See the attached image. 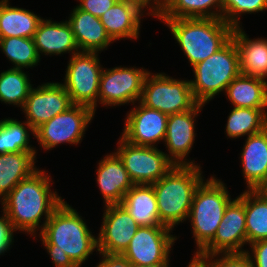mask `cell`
I'll list each match as a JSON object with an SVG mask.
<instances>
[{"instance_id": "1", "label": "cell", "mask_w": 267, "mask_h": 267, "mask_svg": "<svg viewBox=\"0 0 267 267\" xmlns=\"http://www.w3.org/2000/svg\"><path fill=\"white\" fill-rule=\"evenodd\" d=\"M84 218L65 200L53 211L40 234L54 267H81L98 251L97 235Z\"/></svg>"}, {"instance_id": "2", "label": "cell", "mask_w": 267, "mask_h": 267, "mask_svg": "<svg viewBox=\"0 0 267 267\" xmlns=\"http://www.w3.org/2000/svg\"><path fill=\"white\" fill-rule=\"evenodd\" d=\"M53 181L51 174L38 167L0 202L15 233L35 237L42 232L53 211L64 201L51 189Z\"/></svg>"}, {"instance_id": "3", "label": "cell", "mask_w": 267, "mask_h": 267, "mask_svg": "<svg viewBox=\"0 0 267 267\" xmlns=\"http://www.w3.org/2000/svg\"><path fill=\"white\" fill-rule=\"evenodd\" d=\"M203 180L201 165H174L159 181L151 184L162 225L173 230L186 222L194 193Z\"/></svg>"}, {"instance_id": "4", "label": "cell", "mask_w": 267, "mask_h": 267, "mask_svg": "<svg viewBox=\"0 0 267 267\" xmlns=\"http://www.w3.org/2000/svg\"><path fill=\"white\" fill-rule=\"evenodd\" d=\"M158 20L170 29L192 67L221 49L231 39L234 29L219 18Z\"/></svg>"}, {"instance_id": "5", "label": "cell", "mask_w": 267, "mask_h": 267, "mask_svg": "<svg viewBox=\"0 0 267 267\" xmlns=\"http://www.w3.org/2000/svg\"><path fill=\"white\" fill-rule=\"evenodd\" d=\"M226 183L215 175L205 178L197 187L188 216L195 240V253H200L214 238L227 205L233 200Z\"/></svg>"}, {"instance_id": "6", "label": "cell", "mask_w": 267, "mask_h": 267, "mask_svg": "<svg viewBox=\"0 0 267 267\" xmlns=\"http://www.w3.org/2000/svg\"><path fill=\"white\" fill-rule=\"evenodd\" d=\"M192 71L194 78L190 79V86L199 104L207 105L217 95L225 93L227 86L240 74L239 54L233 39L194 65Z\"/></svg>"}, {"instance_id": "7", "label": "cell", "mask_w": 267, "mask_h": 267, "mask_svg": "<svg viewBox=\"0 0 267 267\" xmlns=\"http://www.w3.org/2000/svg\"><path fill=\"white\" fill-rule=\"evenodd\" d=\"M140 102L167 115L189 111L199 104L190 80L175 79L164 72L146 75Z\"/></svg>"}, {"instance_id": "8", "label": "cell", "mask_w": 267, "mask_h": 267, "mask_svg": "<svg viewBox=\"0 0 267 267\" xmlns=\"http://www.w3.org/2000/svg\"><path fill=\"white\" fill-rule=\"evenodd\" d=\"M98 52L80 51L73 54L66 67L63 83L72 104L84 105L97 110L100 75L103 65Z\"/></svg>"}, {"instance_id": "9", "label": "cell", "mask_w": 267, "mask_h": 267, "mask_svg": "<svg viewBox=\"0 0 267 267\" xmlns=\"http://www.w3.org/2000/svg\"><path fill=\"white\" fill-rule=\"evenodd\" d=\"M94 110L84 105L73 104L66 111L54 116L34 130V137L44 151H51L61 144L78 145L91 121Z\"/></svg>"}, {"instance_id": "10", "label": "cell", "mask_w": 267, "mask_h": 267, "mask_svg": "<svg viewBox=\"0 0 267 267\" xmlns=\"http://www.w3.org/2000/svg\"><path fill=\"white\" fill-rule=\"evenodd\" d=\"M172 231L166 226H140L122 255L131 265L170 267L171 250L179 238Z\"/></svg>"}, {"instance_id": "11", "label": "cell", "mask_w": 267, "mask_h": 267, "mask_svg": "<svg viewBox=\"0 0 267 267\" xmlns=\"http://www.w3.org/2000/svg\"><path fill=\"white\" fill-rule=\"evenodd\" d=\"M119 137L114 152L121 159L134 185H151L174 167L175 164L165 152L157 147L133 145Z\"/></svg>"}, {"instance_id": "12", "label": "cell", "mask_w": 267, "mask_h": 267, "mask_svg": "<svg viewBox=\"0 0 267 267\" xmlns=\"http://www.w3.org/2000/svg\"><path fill=\"white\" fill-rule=\"evenodd\" d=\"M144 67L103 68L100 75L98 103L103 107H114L135 104L140 101L146 75Z\"/></svg>"}, {"instance_id": "13", "label": "cell", "mask_w": 267, "mask_h": 267, "mask_svg": "<svg viewBox=\"0 0 267 267\" xmlns=\"http://www.w3.org/2000/svg\"><path fill=\"white\" fill-rule=\"evenodd\" d=\"M247 245L244 191L227 205L213 240L200 252L205 256L217 253H243Z\"/></svg>"}, {"instance_id": "14", "label": "cell", "mask_w": 267, "mask_h": 267, "mask_svg": "<svg viewBox=\"0 0 267 267\" xmlns=\"http://www.w3.org/2000/svg\"><path fill=\"white\" fill-rule=\"evenodd\" d=\"M133 106L126 114L120 136L133 145L157 147L164 142L168 115L148 108L140 101Z\"/></svg>"}, {"instance_id": "15", "label": "cell", "mask_w": 267, "mask_h": 267, "mask_svg": "<svg viewBox=\"0 0 267 267\" xmlns=\"http://www.w3.org/2000/svg\"><path fill=\"white\" fill-rule=\"evenodd\" d=\"M73 104L60 82H46L33 86L21 111L26 121L35 130L54 116L66 111Z\"/></svg>"}, {"instance_id": "16", "label": "cell", "mask_w": 267, "mask_h": 267, "mask_svg": "<svg viewBox=\"0 0 267 267\" xmlns=\"http://www.w3.org/2000/svg\"><path fill=\"white\" fill-rule=\"evenodd\" d=\"M98 240V251L122 254L140 227L121 204L105 205Z\"/></svg>"}, {"instance_id": "17", "label": "cell", "mask_w": 267, "mask_h": 267, "mask_svg": "<svg viewBox=\"0 0 267 267\" xmlns=\"http://www.w3.org/2000/svg\"><path fill=\"white\" fill-rule=\"evenodd\" d=\"M205 107L198 104L194 109L182 113L168 115L166 136L164 146L167 157L175 165H198L195 160H189L187 157L195 143L196 118Z\"/></svg>"}, {"instance_id": "18", "label": "cell", "mask_w": 267, "mask_h": 267, "mask_svg": "<svg viewBox=\"0 0 267 267\" xmlns=\"http://www.w3.org/2000/svg\"><path fill=\"white\" fill-rule=\"evenodd\" d=\"M145 15L152 16L140 3L134 0H118L100 20L114 42L122 39L137 40Z\"/></svg>"}, {"instance_id": "19", "label": "cell", "mask_w": 267, "mask_h": 267, "mask_svg": "<svg viewBox=\"0 0 267 267\" xmlns=\"http://www.w3.org/2000/svg\"><path fill=\"white\" fill-rule=\"evenodd\" d=\"M97 163L96 182L104 205L121 204L125 194L134 186L121 159L111 152Z\"/></svg>"}, {"instance_id": "20", "label": "cell", "mask_w": 267, "mask_h": 267, "mask_svg": "<svg viewBox=\"0 0 267 267\" xmlns=\"http://www.w3.org/2000/svg\"><path fill=\"white\" fill-rule=\"evenodd\" d=\"M71 31L74 33L79 51L103 52L114 41L109 37L100 18L77 6L71 10L68 20Z\"/></svg>"}, {"instance_id": "21", "label": "cell", "mask_w": 267, "mask_h": 267, "mask_svg": "<svg viewBox=\"0 0 267 267\" xmlns=\"http://www.w3.org/2000/svg\"><path fill=\"white\" fill-rule=\"evenodd\" d=\"M33 41L38 55L61 56L70 53V57L80 52L76 43L74 33L67 21H52L43 18L33 35Z\"/></svg>"}, {"instance_id": "22", "label": "cell", "mask_w": 267, "mask_h": 267, "mask_svg": "<svg viewBox=\"0 0 267 267\" xmlns=\"http://www.w3.org/2000/svg\"><path fill=\"white\" fill-rule=\"evenodd\" d=\"M240 153L247 190H259L267 181V128L248 136Z\"/></svg>"}, {"instance_id": "23", "label": "cell", "mask_w": 267, "mask_h": 267, "mask_svg": "<svg viewBox=\"0 0 267 267\" xmlns=\"http://www.w3.org/2000/svg\"><path fill=\"white\" fill-rule=\"evenodd\" d=\"M243 28V26L234 28L231 37L238 50L240 73L266 80L267 39L264 37L251 39Z\"/></svg>"}, {"instance_id": "24", "label": "cell", "mask_w": 267, "mask_h": 267, "mask_svg": "<svg viewBox=\"0 0 267 267\" xmlns=\"http://www.w3.org/2000/svg\"><path fill=\"white\" fill-rule=\"evenodd\" d=\"M224 95L231 107L267 108V80L240 73L227 86Z\"/></svg>"}, {"instance_id": "25", "label": "cell", "mask_w": 267, "mask_h": 267, "mask_svg": "<svg viewBox=\"0 0 267 267\" xmlns=\"http://www.w3.org/2000/svg\"><path fill=\"white\" fill-rule=\"evenodd\" d=\"M36 160V153L25 151L0 154V202L20 181L38 169Z\"/></svg>"}, {"instance_id": "26", "label": "cell", "mask_w": 267, "mask_h": 267, "mask_svg": "<svg viewBox=\"0 0 267 267\" xmlns=\"http://www.w3.org/2000/svg\"><path fill=\"white\" fill-rule=\"evenodd\" d=\"M139 226H164L159 220V212L152 185H134L121 202Z\"/></svg>"}, {"instance_id": "27", "label": "cell", "mask_w": 267, "mask_h": 267, "mask_svg": "<svg viewBox=\"0 0 267 267\" xmlns=\"http://www.w3.org/2000/svg\"><path fill=\"white\" fill-rule=\"evenodd\" d=\"M9 4L10 0H0V38H33L43 18L29 9Z\"/></svg>"}, {"instance_id": "28", "label": "cell", "mask_w": 267, "mask_h": 267, "mask_svg": "<svg viewBox=\"0 0 267 267\" xmlns=\"http://www.w3.org/2000/svg\"><path fill=\"white\" fill-rule=\"evenodd\" d=\"M227 118L225 125L227 139L248 137L267 128V108L233 107Z\"/></svg>"}, {"instance_id": "29", "label": "cell", "mask_w": 267, "mask_h": 267, "mask_svg": "<svg viewBox=\"0 0 267 267\" xmlns=\"http://www.w3.org/2000/svg\"><path fill=\"white\" fill-rule=\"evenodd\" d=\"M247 244L267 239V195L260 190H244Z\"/></svg>"}, {"instance_id": "30", "label": "cell", "mask_w": 267, "mask_h": 267, "mask_svg": "<svg viewBox=\"0 0 267 267\" xmlns=\"http://www.w3.org/2000/svg\"><path fill=\"white\" fill-rule=\"evenodd\" d=\"M219 18L222 0H169L156 19Z\"/></svg>"}, {"instance_id": "31", "label": "cell", "mask_w": 267, "mask_h": 267, "mask_svg": "<svg viewBox=\"0 0 267 267\" xmlns=\"http://www.w3.org/2000/svg\"><path fill=\"white\" fill-rule=\"evenodd\" d=\"M34 136V129L28 122L18 121L14 118H3L0 120V154L30 152L38 153L30 142V135ZM31 144V145H30Z\"/></svg>"}, {"instance_id": "32", "label": "cell", "mask_w": 267, "mask_h": 267, "mask_svg": "<svg viewBox=\"0 0 267 267\" xmlns=\"http://www.w3.org/2000/svg\"><path fill=\"white\" fill-rule=\"evenodd\" d=\"M25 69L8 68L0 73V102L23 108L33 87Z\"/></svg>"}, {"instance_id": "33", "label": "cell", "mask_w": 267, "mask_h": 267, "mask_svg": "<svg viewBox=\"0 0 267 267\" xmlns=\"http://www.w3.org/2000/svg\"><path fill=\"white\" fill-rule=\"evenodd\" d=\"M0 50L13 65L12 68L31 69L38 66L41 60L33 38H0Z\"/></svg>"}, {"instance_id": "34", "label": "cell", "mask_w": 267, "mask_h": 267, "mask_svg": "<svg viewBox=\"0 0 267 267\" xmlns=\"http://www.w3.org/2000/svg\"><path fill=\"white\" fill-rule=\"evenodd\" d=\"M266 10L267 0H222V19L233 28L242 27L240 17L243 15Z\"/></svg>"}, {"instance_id": "35", "label": "cell", "mask_w": 267, "mask_h": 267, "mask_svg": "<svg viewBox=\"0 0 267 267\" xmlns=\"http://www.w3.org/2000/svg\"><path fill=\"white\" fill-rule=\"evenodd\" d=\"M213 267H254L246 252L243 253H217L208 256Z\"/></svg>"}, {"instance_id": "36", "label": "cell", "mask_w": 267, "mask_h": 267, "mask_svg": "<svg viewBox=\"0 0 267 267\" xmlns=\"http://www.w3.org/2000/svg\"><path fill=\"white\" fill-rule=\"evenodd\" d=\"M0 215V256L11 249L14 242V232L6 213Z\"/></svg>"}, {"instance_id": "37", "label": "cell", "mask_w": 267, "mask_h": 267, "mask_svg": "<svg viewBox=\"0 0 267 267\" xmlns=\"http://www.w3.org/2000/svg\"><path fill=\"white\" fill-rule=\"evenodd\" d=\"M118 0H77V7L85 12H89L100 18Z\"/></svg>"}, {"instance_id": "38", "label": "cell", "mask_w": 267, "mask_h": 267, "mask_svg": "<svg viewBox=\"0 0 267 267\" xmlns=\"http://www.w3.org/2000/svg\"><path fill=\"white\" fill-rule=\"evenodd\" d=\"M246 253L251 258L254 267H267V239L249 244Z\"/></svg>"}, {"instance_id": "39", "label": "cell", "mask_w": 267, "mask_h": 267, "mask_svg": "<svg viewBox=\"0 0 267 267\" xmlns=\"http://www.w3.org/2000/svg\"><path fill=\"white\" fill-rule=\"evenodd\" d=\"M98 254L101 259L96 267H131L130 262L122 254Z\"/></svg>"}, {"instance_id": "40", "label": "cell", "mask_w": 267, "mask_h": 267, "mask_svg": "<svg viewBox=\"0 0 267 267\" xmlns=\"http://www.w3.org/2000/svg\"><path fill=\"white\" fill-rule=\"evenodd\" d=\"M140 3L153 18H156L161 11L166 7L169 0H134Z\"/></svg>"}, {"instance_id": "41", "label": "cell", "mask_w": 267, "mask_h": 267, "mask_svg": "<svg viewBox=\"0 0 267 267\" xmlns=\"http://www.w3.org/2000/svg\"><path fill=\"white\" fill-rule=\"evenodd\" d=\"M187 267H213L208 256L200 253H194Z\"/></svg>"}, {"instance_id": "42", "label": "cell", "mask_w": 267, "mask_h": 267, "mask_svg": "<svg viewBox=\"0 0 267 267\" xmlns=\"http://www.w3.org/2000/svg\"><path fill=\"white\" fill-rule=\"evenodd\" d=\"M263 194L267 195V181L263 184V186L259 189Z\"/></svg>"}, {"instance_id": "43", "label": "cell", "mask_w": 267, "mask_h": 267, "mask_svg": "<svg viewBox=\"0 0 267 267\" xmlns=\"http://www.w3.org/2000/svg\"><path fill=\"white\" fill-rule=\"evenodd\" d=\"M131 267H149V266L131 265Z\"/></svg>"}]
</instances>
